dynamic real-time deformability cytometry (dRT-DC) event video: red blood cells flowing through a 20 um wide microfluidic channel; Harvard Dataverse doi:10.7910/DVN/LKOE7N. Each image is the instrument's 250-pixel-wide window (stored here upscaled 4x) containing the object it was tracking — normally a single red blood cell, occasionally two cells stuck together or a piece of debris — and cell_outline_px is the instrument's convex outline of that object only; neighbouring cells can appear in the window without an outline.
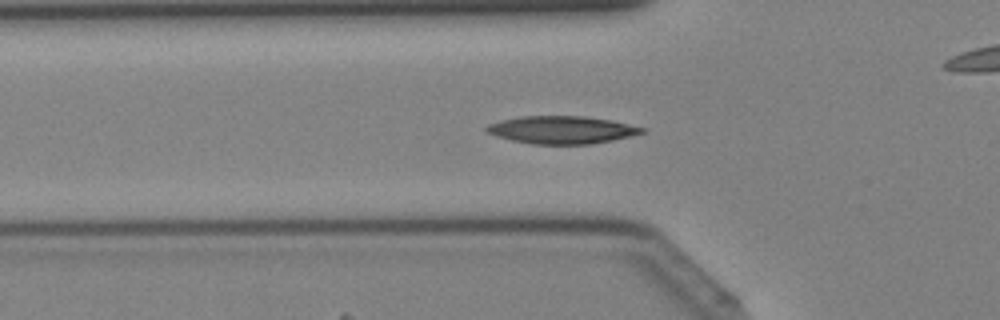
{"species": "Egyptian fruit bat (a non-hibernating species)", "species_latin": "Rousettus aegyptiacus", "temperature_condition": "cold", "stored_images_in_passage": 43, "camera_frame_rate_fps": 3000, "um_per_image_px": 0.085, "animal": {"sex": "female"}, "frame": {"image": 1, "passage_image": 14, "time_ms": 4.333, "image_size_px": [1000, 320], "cell_outline_px": [[648, 128], [644, 132], [612, 140], [592, 144], [532, 144], [512, 140], [496, 136], [484, 132], [484, 128], [488, 124], [500, 120], [520, 116], [584, 116], [612, 120]], "centroid_in_image_um": [47.72, 11.03], "position_along_channel_um": 78.1, "area_um2": 25.2}}
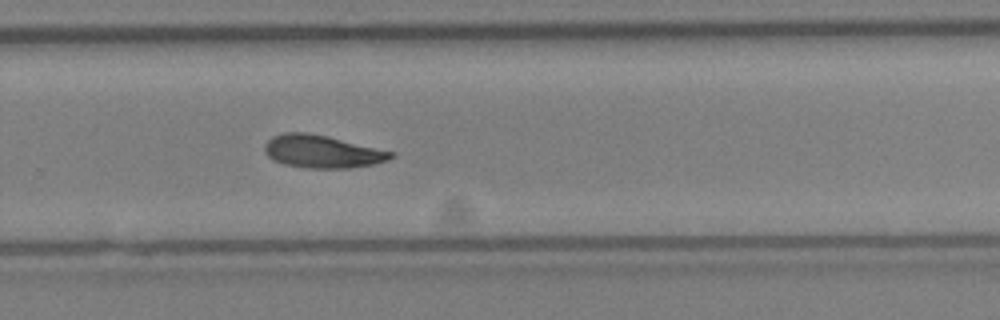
{"frame": {"image": 2, "passage_image": 28, "time_ms": 9.0, "image_size_px": [1000, 320], "cell_outline_px": [[396, 152], [388, 160], [372, 164], [348, 168], [304, 168], [284, 164], [272, 160], [264, 152], [264, 144], [272, 136], [284, 132], [304, 132], [328, 136]], "centroid_in_image_um": [27.35, 12.87], "position_along_channel_um": 302.5, "area_um2": 24.22}}
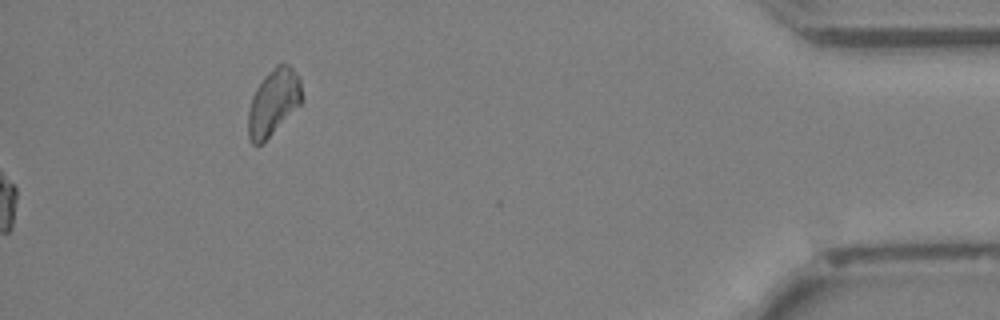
{"frame": {"image": 3, "passage_image": 43, "time_ms": 14.0, "image_size_px": [1000, 320], "cell_outline_px": [[304, 100], [260, 144], [252, 144], [248, 136], [248, 112], [252, 96], [256, 88], [264, 76], [276, 64], [288, 64], [296, 72], [300, 80]], "centroid_in_image_um": [23.24, 8.64], "position_along_channel_um": 412.0, "area_um2": 20.4}}